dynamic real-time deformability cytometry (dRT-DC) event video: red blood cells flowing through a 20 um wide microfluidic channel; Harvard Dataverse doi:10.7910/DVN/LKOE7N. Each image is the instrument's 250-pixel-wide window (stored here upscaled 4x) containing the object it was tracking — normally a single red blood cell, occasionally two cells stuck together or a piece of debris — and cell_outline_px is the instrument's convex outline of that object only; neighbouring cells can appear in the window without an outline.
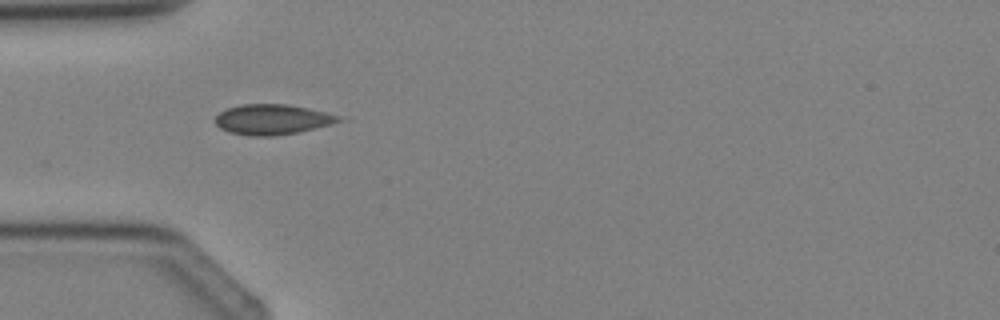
{"species": "Egyptian fruit bat (a non-hibernating species)", "species_latin": "Rousettus aegyptiacus", "temperature_condition": "cold", "stored_images_in_passage": 2, "camera_frame_rate_fps": 3000, "um_per_image_px": 0.085, "animal": {"sex": "female"}, "frame": {"image": 1, "passage_image": 2, "time_ms": 1.333, "image_size_px": [1000, 320], "cell_outline_px": [[340, 120], [332, 124], [300, 132], [272, 136], [248, 136], [228, 132], [220, 128], [216, 124], [216, 116], [220, 112], [228, 108], [240, 104], [288, 104], [308, 108], [340, 116]], "centroid_in_image_um": [23.12, 10.16], "position_along_channel_um": 61.9, "area_um2": 21.73}}